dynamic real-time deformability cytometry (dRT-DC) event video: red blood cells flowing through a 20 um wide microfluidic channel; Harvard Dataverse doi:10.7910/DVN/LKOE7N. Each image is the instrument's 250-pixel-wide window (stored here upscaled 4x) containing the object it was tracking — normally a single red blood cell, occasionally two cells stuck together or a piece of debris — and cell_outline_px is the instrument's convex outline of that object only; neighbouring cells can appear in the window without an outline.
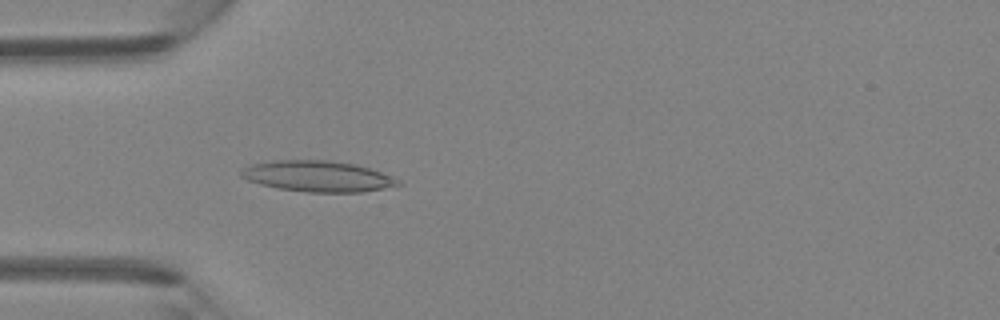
{"species": "Egyptian fruit bat (a non-hibernating species)", "species_latin": "Rousettus aegyptiacus", "temperature_condition": "room temperature", "stored_images_in_passage": 46, "camera_frame_rate_fps": 3000, "um_per_image_px": 0.085, "animal": {"sex": "female"}, "frame": {"image": 1, "passage_image": 14, "time_ms": 4.333, "image_size_px": [1000, 320], "cell_outline_px": [[404, 184], [364, 192], [308, 192], [276, 188], [260, 184], [248, 180], [240, 176], [240, 172], [244, 168], [252, 164], [272, 160], [324, 160], [356, 164], [392, 176], [400, 180]], "centroid_in_image_um": [27.01, 14.98], "position_along_channel_um": 58.0, "area_um2": 28.26}}
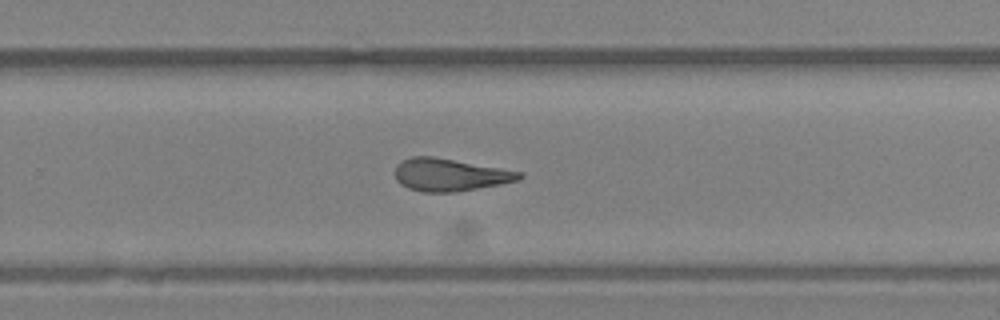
{"frame": {"image": 2, "passage_image": 30, "time_ms": 9.667, "image_size_px": [1000, 320], "cell_outline_px": [[524, 176], [520, 180], [500, 184], [456, 192], [424, 192], [408, 188], [400, 184], [396, 180], [396, 164], [400, 160], [412, 156], [432, 156], [524, 172]], "centroid_in_image_um": [38.24, 14.85], "position_along_channel_um": 291.6, "area_um2": 23.64}}
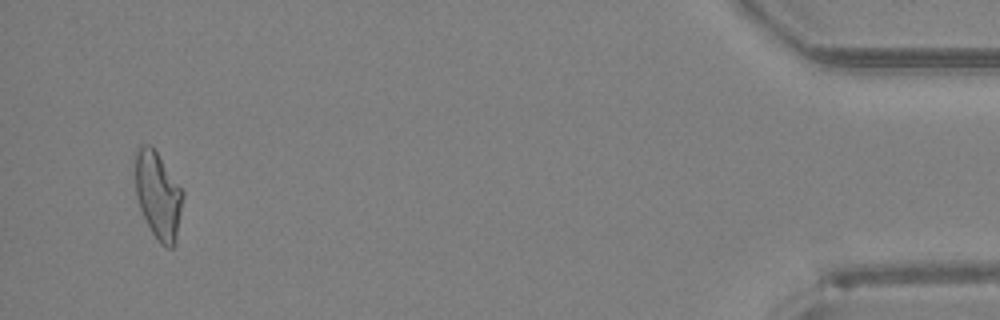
{"frame": {"image": 3, "passage_image": 44, "time_ms": 14.333, "image_size_px": [1000, 320], "cell_outline_px": [[184, 196], [176, 244], [172, 248], [168, 248], [160, 244], [152, 232], [140, 208], [136, 196], [136, 148], [140, 144], [152, 144], [184, 192]], "centroid_in_image_um": [13.46, 16.6], "position_along_channel_um": 421.7, "area_um2": 24.33}}